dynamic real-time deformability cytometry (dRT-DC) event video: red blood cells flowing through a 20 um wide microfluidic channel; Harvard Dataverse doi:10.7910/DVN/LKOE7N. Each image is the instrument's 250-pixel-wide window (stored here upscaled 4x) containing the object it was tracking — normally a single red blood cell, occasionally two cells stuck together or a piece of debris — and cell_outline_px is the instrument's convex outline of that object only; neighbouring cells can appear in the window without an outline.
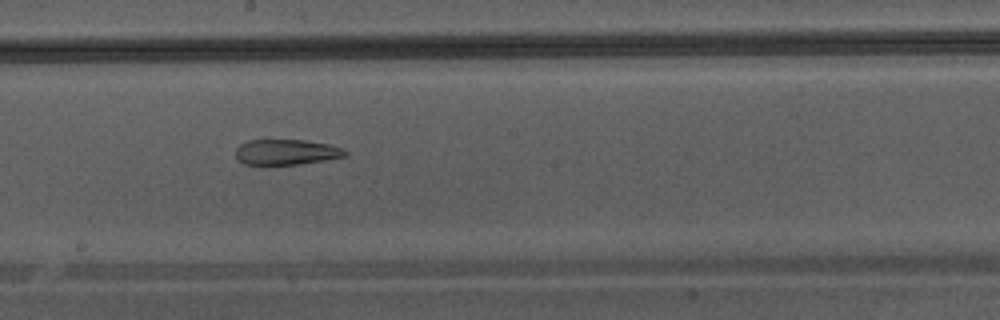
{"species": "Egyptian fruit bat (a non-hibernating species)", "species_latin": "Rousettus aegyptiacus", "temperature_condition": "warm", "stored_images_in_passage": 48, "segment_of_instrument_passage": [2, 2], "camera_frame_rate_fps": 3000, "um_per_image_px": 0.085, "animal": {"sex": "male"}, "frame": {"image": 1, "passage_image": 28, "time_ms": 9.0, "image_size_px": [1000, 320], "cell_outline_px": [[348, 152], [344, 156], [324, 160], [300, 164], [264, 168], [244, 164], [236, 160], [236, 148], [240, 144], [248, 140], [304, 140], [328, 144], [344, 148]], "centroid_in_image_um": [24.25, 12.97], "position_along_channel_um": 224.0, "area_um2": 16.99}}
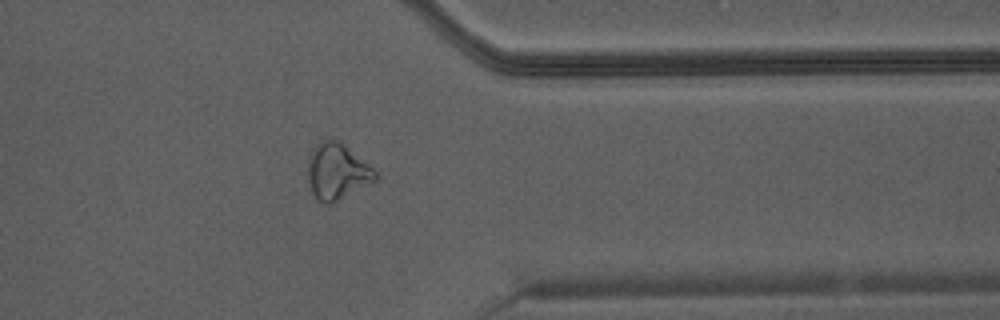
{"frame": {"image": 2, "passage_image": 39, "time_ms": 12.667, "image_size_px": [1000, 320], "cell_outline_px": [[380, 176], [376, 180], [332, 204], [324, 204], [312, 196], [308, 184], [308, 160], [316, 144], [324, 140], [340, 140], [372, 168]], "centroid_in_image_um": [28.63, 14.61], "position_along_channel_um": 382.8, "area_um2": 22.08}}